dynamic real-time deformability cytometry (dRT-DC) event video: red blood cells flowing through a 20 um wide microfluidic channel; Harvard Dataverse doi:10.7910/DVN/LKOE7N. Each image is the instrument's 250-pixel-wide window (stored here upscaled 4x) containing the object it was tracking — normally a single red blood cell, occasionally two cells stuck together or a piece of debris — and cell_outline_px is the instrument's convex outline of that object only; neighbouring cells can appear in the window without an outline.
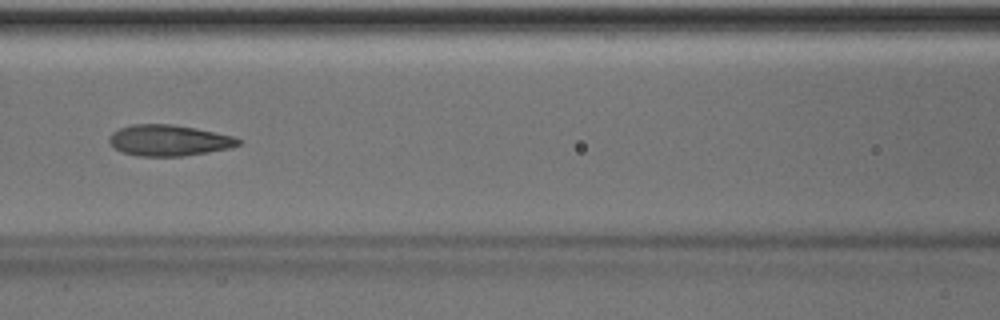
{"species": "Egyptian fruit bat (a non-hibernating species)", "species_latin": "Rousettus aegyptiacus", "temperature_condition": "room temperature", "stored_images_in_passage": 50, "camera_frame_rate_fps": 3000, "um_per_image_px": 0.085, "animal": {"sex": "male"}, "frame": {"image": 1, "passage_image": 22, "time_ms": 7.0, "image_size_px": [1000, 320], "cell_outline_px": [[244, 140], [240, 144], [232, 148], [208, 152], [180, 156], [136, 156], [120, 152], [108, 140], [108, 136], [112, 132], [120, 128], [132, 124], [172, 124], [196, 128], [232, 136]], "centroid_in_image_um": [14.35, 11.93], "position_along_channel_um": 152.2, "area_um2": 23.47}}
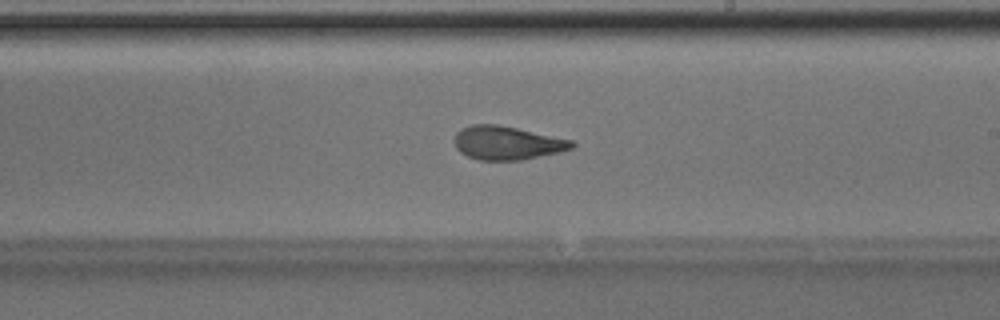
{"frame": {"image": 2, "passage_image": 29, "time_ms": 9.333, "image_size_px": [1000, 320], "cell_outline_px": [[576, 144], [572, 148], [560, 152], [520, 160], [480, 160], [468, 156], [460, 152], [456, 148], [452, 140], [456, 132], [460, 128], [472, 124], [500, 124], [572, 140]], "centroid_in_image_um": [43.06, 12.13], "position_along_channel_um": 245.9, "area_um2": 23.18}, "authors_computed_cell_mechanics": {"area_um2": 23.6402, "velocity_mm_per_s": 4.025, "shape_relaxation_time_tau1_ms": 5.7922, "shape_relaxation_time_tau2_ms": 1.3357, "deformation_change_tau1": 0.1584, "deformation_change_tau2": 0.0822}}